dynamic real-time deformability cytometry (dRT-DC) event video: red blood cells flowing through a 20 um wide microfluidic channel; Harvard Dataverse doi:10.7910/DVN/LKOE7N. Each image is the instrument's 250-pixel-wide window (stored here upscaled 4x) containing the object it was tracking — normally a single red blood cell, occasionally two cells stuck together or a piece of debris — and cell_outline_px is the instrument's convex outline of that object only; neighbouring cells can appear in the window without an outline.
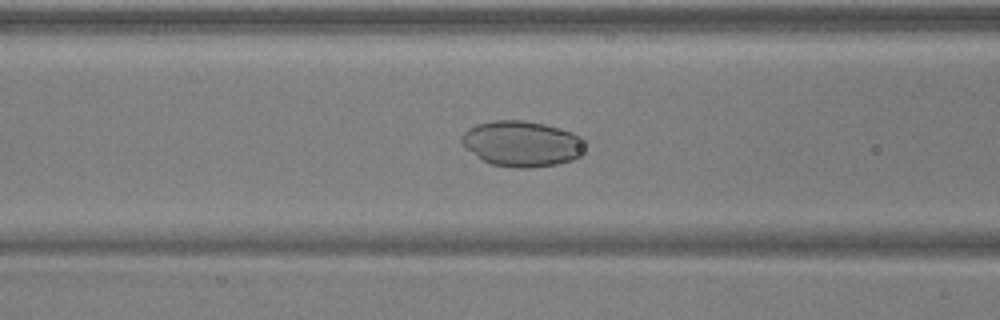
{"species": "common noctule bat (a hibernating species)", "species_latin": "Nyctalus noctula", "temperature_condition": "warm", "stored_images_in_passage": 52, "camera_frame_rate_fps": 3000, "um_per_image_px": 0.085, "animal": {"sex": "male", "body_mass_g": 17.9, "forearm_length_mm": 54.2}, "frame": {"image": 1, "passage_image": 22, "time_ms": 7.0, "image_size_px": [1000, 320], "cell_outline_px": [[588, 140], [584, 152], [580, 156], [572, 160], [556, 164], [528, 168], [520, 168], [492, 164], [484, 160], [468, 148], [460, 140], [460, 136], [468, 128], [476, 124], [492, 120], [524, 120], [544, 124], [560, 128], [572, 132]], "centroid_in_image_um": [44.43, 12.19], "position_along_channel_um": 122.2, "area_um2": 32.95}}
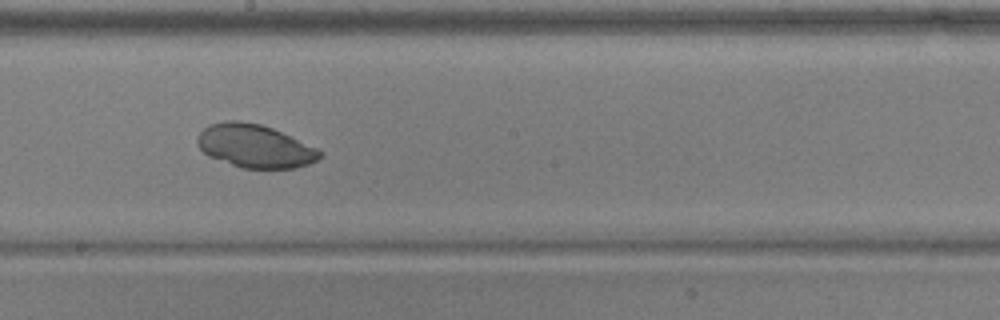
{"frame": {"image": 2, "passage_image": 30, "time_ms": 9.667, "image_size_px": [1000, 320], "cell_outline_px": [[324, 156], [308, 164], [296, 168], [240, 168], [208, 156], [196, 144], [196, 140], [200, 132], [208, 124], [228, 120], [240, 120], [260, 124], [272, 128], [320, 148], [324, 152]], "centroid_in_image_um": [21.69, 12.41], "position_along_channel_um": 226.5, "area_um2": 31.21}}
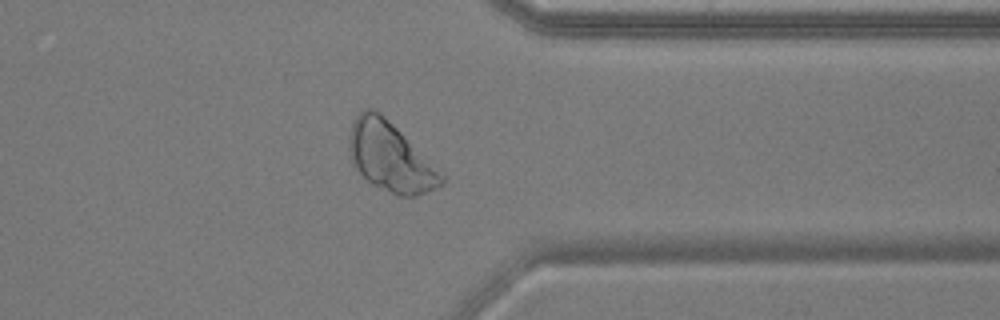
{"frame": {"image": 3, "passage_image": 42, "time_ms": 13.667, "image_size_px": [1000, 320], "cell_outline_px": [[444, 184], [416, 196], [400, 196], [372, 184], [352, 164], [348, 148], [348, 140], [352, 120], [360, 108], [372, 108], [380, 112], [444, 176]], "centroid_in_image_um": [33.1, 13.31], "position_along_channel_um": 378.3, "area_um2": 36.53}}